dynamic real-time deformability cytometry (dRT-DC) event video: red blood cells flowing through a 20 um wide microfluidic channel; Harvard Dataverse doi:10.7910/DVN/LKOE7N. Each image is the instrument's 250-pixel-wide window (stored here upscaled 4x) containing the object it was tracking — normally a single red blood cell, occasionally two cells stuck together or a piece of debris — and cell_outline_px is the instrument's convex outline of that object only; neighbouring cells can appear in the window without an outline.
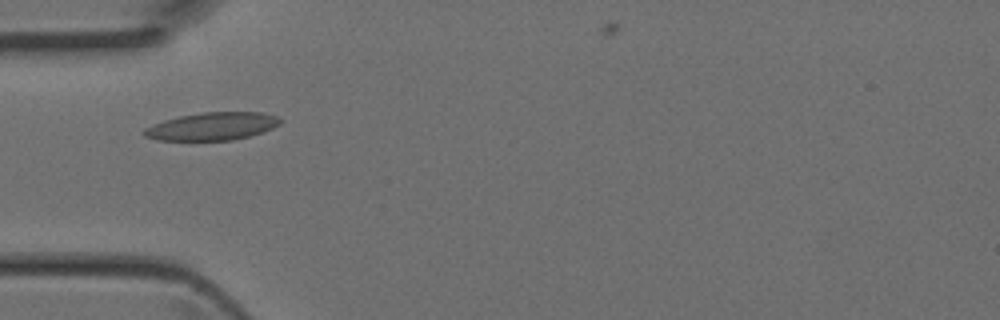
{"species": "Egyptian fruit bat (a non-hibernating species)", "species_latin": "Rousettus aegyptiacus", "temperature_condition": "room temperature", "stored_images_in_passage": 30, "camera_frame_rate_fps": 3000, "um_per_image_px": 0.085, "animal": {"sex": "female"}, "frame": {"image": 1, "passage_image": 5, "time_ms": 1.333, "image_size_px": [1000, 320], "cell_outline_px": [[284, 120], [280, 124], [272, 128], [248, 136], [232, 140], [156, 140], [144, 136], [140, 132], [144, 128], [152, 124], [164, 120], [180, 116], [204, 112], [260, 112], [276, 116]], "centroid_in_image_um": [17.99, 10.73], "position_along_channel_um": 67.0, "area_um2": 22.02}}
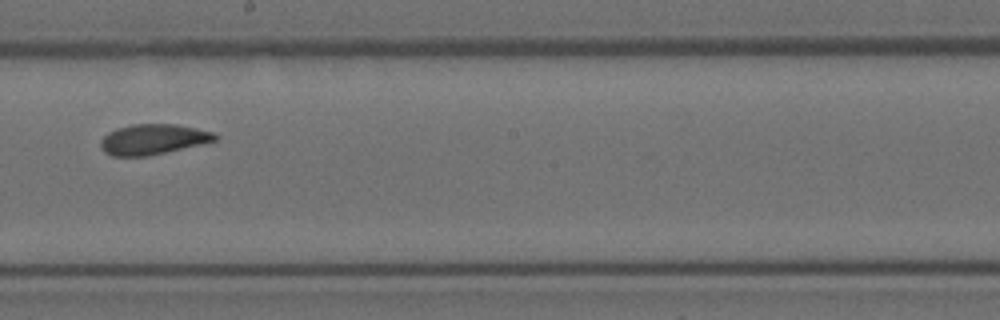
{"frame": {"image": 2, "passage_image": 16, "time_ms": 5.0, "image_size_px": [1000, 320], "cell_outline_px": [[220, 136], [216, 140], [200, 144], [148, 156], [112, 156], [104, 152], [100, 148], [100, 140], [108, 132], [116, 128], [132, 124], [176, 124], [196, 128], [212, 132]], "centroid_in_image_um": [12.97, 11.84], "position_along_channel_um": 235.2, "area_um2": 20.23}}
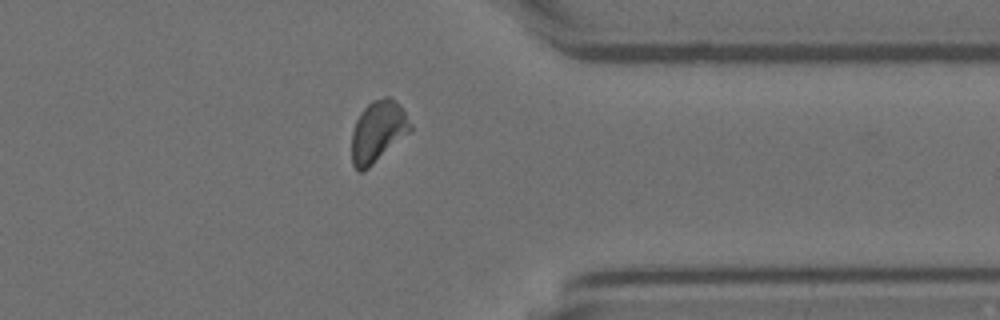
{"frame": {"image": 3, "passage_image": 26, "time_ms": 8.333, "image_size_px": [1000, 320], "cell_outline_px": [[412, 132], [364, 172], [360, 172], [352, 164], [352, 132], [356, 120], [360, 112], [372, 100], [384, 96], [388, 96], [400, 104], [412, 124]], "centroid_in_image_um": [32.15, 11.18], "position_along_channel_um": 379.3, "area_um2": 21.39}}